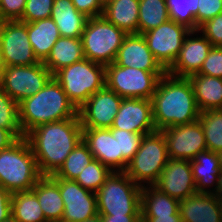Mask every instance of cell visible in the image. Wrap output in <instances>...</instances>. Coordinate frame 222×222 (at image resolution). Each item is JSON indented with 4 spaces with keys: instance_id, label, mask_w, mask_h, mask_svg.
<instances>
[{
    "instance_id": "cell-1",
    "label": "cell",
    "mask_w": 222,
    "mask_h": 222,
    "mask_svg": "<svg viewBox=\"0 0 222 222\" xmlns=\"http://www.w3.org/2000/svg\"><path fill=\"white\" fill-rule=\"evenodd\" d=\"M25 138L31 146L40 174L53 175L83 140V128L77 116L39 125Z\"/></svg>"
},
{
    "instance_id": "cell-2",
    "label": "cell",
    "mask_w": 222,
    "mask_h": 222,
    "mask_svg": "<svg viewBox=\"0 0 222 222\" xmlns=\"http://www.w3.org/2000/svg\"><path fill=\"white\" fill-rule=\"evenodd\" d=\"M151 102L156 130L195 122L200 115L192 83L186 77L163 75Z\"/></svg>"
},
{
    "instance_id": "cell-3",
    "label": "cell",
    "mask_w": 222,
    "mask_h": 222,
    "mask_svg": "<svg viewBox=\"0 0 222 222\" xmlns=\"http://www.w3.org/2000/svg\"><path fill=\"white\" fill-rule=\"evenodd\" d=\"M77 116L78 109L54 77L38 93L19 103V122L23 136L39 125Z\"/></svg>"
},
{
    "instance_id": "cell-4",
    "label": "cell",
    "mask_w": 222,
    "mask_h": 222,
    "mask_svg": "<svg viewBox=\"0 0 222 222\" xmlns=\"http://www.w3.org/2000/svg\"><path fill=\"white\" fill-rule=\"evenodd\" d=\"M41 176L25 136L0 150V186L11 194L32 190Z\"/></svg>"
},
{
    "instance_id": "cell-5",
    "label": "cell",
    "mask_w": 222,
    "mask_h": 222,
    "mask_svg": "<svg viewBox=\"0 0 222 222\" xmlns=\"http://www.w3.org/2000/svg\"><path fill=\"white\" fill-rule=\"evenodd\" d=\"M141 189L124 171H113L96 192L99 215H141Z\"/></svg>"
},
{
    "instance_id": "cell-6",
    "label": "cell",
    "mask_w": 222,
    "mask_h": 222,
    "mask_svg": "<svg viewBox=\"0 0 222 222\" xmlns=\"http://www.w3.org/2000/svg\"><path fill=\"white\" fill-rule=\"evenodd\" d=\"M53 77L79 109L93 94L105 87V65L84 58L59 69Z\"/></svg>"
},
{
    "instance_id": "cell-7",
    "label": "cell",
    "mask_w": 222,
    "mask_h": 222,
    "mask_svg": "<svg viewBox=\"0 0 222 222\" xmlns=\"http://www.w3.org/2000/svg\"><path fill=\"white\" fill-rule=\"evenodd\" d=\"M169 160L167 145L161 130L144 135L140 148L128 162L124 172L140 186L153 185ZM139 181V182H138Z\"/></svg>"
},
{
    "instance_id": "cell-8",
    "label": "cell",
    "mask_w": 222,
    "mask_h": 222,
    "mask_svg": "<svg viewBox=\"0 0 222 222\" xmlns=\"http://www.w3.org/2000/svg\"><path fill=\"white\" fill-rule=\"evenodd\" d=\"M126 35L103 16L89 18L81 35L85 58L105 66L113 63Z\"/></svg>"
},
{
    "instance_id": "cell-9",
    "label": "cell",
    "mask_w": 222,
    "mask_h": 222,
    "mask_svg": "<svg viewBox=\"0 0 222 222\" xmlns=\"http://www.w3.org/2000/svg\"><path fill=\"white\" fill-rule=\"evenodd\" d=\"M166 73L123 67L113 62L105 66V86L122 98L151 100L160 78Z\"/></svg>"
},
{
    "instance_id": "cell-10",
    "label": "cell",
    "mask_w": 222,
    "mask_h": 222,
    "mask_svg": "<svg viewBox=\"0 0 222 222\" xmlns=\"http://www.w3.org/2000/svg\"><path fill=\"white\" fill-rule=\"evenodd\" d=\"M53 77L43 62L5 68L0 87L18 104L38 93Z\"/></svg>"
},
{
    "instance_id": "cell-11",
    "label": "cell",
    "mask_w": 222,
    "mask_h": 222,
    "mask_svg": "<svg viewBox=\"0 0 222 222\" xmlns=\"http://www.w3.org/2000/svg\"><path fill=\"white\" fill-rule=\"evenodd\" d=\"M195 32H199V30L191 31L187 27L169 19L159 27L153 28L142 35L148 44L149 50L167 71L178 57L185 36H190Z\"/></svg>"
},
{
    "instance_id": "cell-12",
    "label": "cell",
    "mask_w": 222,
    "mask_h": 222,
    "mask_svg": "<svg viewBox=\"0 0 222 222\" xmlns=\"http://www.w3.org/2000/svg\"><path fill=\"white\" fill-rule=\"evenodd\" d=\"M0 48L6 67L40 62L29 41L27 23L18 20L0 21Z\"/></svg>"
},
{
    "instance_id": "cell-13",
    "label": "cell",
    "mask_w": 222,
    "mask_h": 222,
    "mask_svg": "<svg viewBox=\"0 0 222 222\" xmlns=\"http://www.w3.org/2000/svg\"><path fill=\"white\" fill-rule=\"evenodd\" d=\"M171 159L193 160L207 150L204 130L199 120L161 130Z\"/></svg>"
},
{
    "instance_id": "cell-14",
    "label": "cell",
    "mask_w": 222,
    "mask_h": 222,
    "mask_svg": "<svg viewBox=\"0 0 222 222\" xmlns=\"http://www.w3.org/2000/svg\"><path fill=\"white\" fill-rule=\"evenodd\" d=\"M122 100L106 86L97 91L78 109L82 128H111Z\"/></svg>"
},
{
    "instance_id": "cell-15",
    "label": "cell",
    "mask_w": 222,
    "mask_h": 222,
    "mask_svg": "<svg viewBox=\"0 0 222 222\" xmlns=\"http://www.w3.org/2000/svg\"><path fill=\"white\" fill-rule=\"evenodd\" d=\"M64 203L61 222H84L98 215L96 193L86 190L75 180L58 178Z\"/></svg>"
},
{
    "instance_id": "cell-16",
    "label": "cell",
    "mask_w": 222,
    "mask_h": 222,
    "mask_svg": "<svg viewBox=\"0 0 222 222\" xmlns=\"http://www.w3.org/2000/svg\"><path fill=\"white\" fill-rule=\"evenodd\" d=\"M83 141L93 157L112 171L126 169L128 162L119 153L117 128H83Z\"/></svg>"
},
{
    "instance_id": "cell-17",
    "label": "cell",
    "mask_w": 222,
    "mask_h": 222,
    "mask_svg": "<svg viewBox=\"0 0 222 222\" xmlns=\"http://www.w3.org/2000/svg\"><path fill=\"white\" fill-rule=\"evenodd\" d=\"M153 186L179 201L195 195L196 183L190 161L169 158Z\"/></svg>"
},
{
    "instance_id": "cell-18",
    "label": "cell",
    "mask_w": 222,
    "mask_h": 222,
    "mask_svg": "<svg viewBox=\"0 0 222 222\" xmlns=\"http://www.w3.org/2000/svg\"><path fill=\"white\" fill-rule=\"evenodd\" d=\"M111 128L145 135L156 131L151 100L123 98Z\"/></svg>"
},
{
    "instance_id": "cell-19",
    "label": "cell",
    "mask_w": 222,
    "mask_h": 222,
    "mask_svg": "<svg viewBox=\"0 0 222 222\" xmlns=\"http://www.w3.org/2000/svg\"><path fill=\"white\" fill-rule=\"evenodd\" d=\"M114 63L149 72H167L148 48L142 34H127L119 48Z\"/></svg>"
},
{
    "instance_id": "cell-20",
    "label": "cell",
    "mask_w": 222,
    "mask_h": 222,
    "mask_svg": "<svg viewBox=\"0 0 222 222\" xmlns=\"http://www.w3.org/2000/svg\"><path fill=\"white\" fill-rule=\"evenodd\" d=\"M185 37L183 46L167 73L174 77H186L198 73L213 47L210 41L202 37Z\"/></svg>"
},
{
    "instance_id": "cell-21",
    "label": "cell",
    "mask_w": 222,
    "mask_h": 222,
    "mask_svg": "<svg viewBox=\"0 0 222 222\" xmlns=\"http://www.w3.org/2000/svg\"><path fill=\"white\" fill-rule=\"evenodd\" d=\"M183 222H222V203L212 193H196L179 201Z\"/></svg>"
},
{
    "instance_id": "cell-22",
    "label": "cell",
    "mask_w": 222,
    "mask_h": 222,
    "mask_svg": "<svg viewBox=\"0 0 222 222\" xmlns=\"http://www.w3.org/2000/svg\"><path fill=\"white\" fill-rule=\"evenodd\" d=\"M38 199L47 222H61L64 203L58 186V178L42 175L31 190Z\"/></svg>"
},
{
    "instance_id": "cell-23",
    "label": "cell",
    "mask_w": 222,
    "mask_h": 222,
    "mask_svg": "<svg viewBox=\"0 0 222 222\" xmlns=\"http://www.w3.org/2000/svg\"><path fill=\"white\" fill-rule=\"evenodd\" d=\"M51 18L61 37L81 38L88 17L79 12L72 0H54Z\"/></svg>"
},
{
    "instance_id": "cell-24",
    "label": "cell",
    "mask_w": 222,
    "mask_h": 222,
    "mask_svg": "<svg viewBox=\"0 0 222 222\" xmlns=\"http://www.w3.org/2000/svg\"><path fill=\"white\" fill-rule=\"evenodd\" d=\"M188 78L192 83L200 112L222 109V78L197 73Z\"/></svg>"
},
{
    "instance_id": "cell-25",
    "label": "cell",
    "mask_w": 222,
    "mask_h": 222,
    "mask_svg": "<svg viewBox=\"0 0 222 222\" xmlns=\"http://www.w3.org/2000/svg\"><path fill=\"white\" fill-rule=\"evenodd\" d=\"M27 32L34 55L43 62L60 37L58 27L50 17L27 23Z\"/></svg>"
},
{
    "instance_id": "cell-26",
    "label": "cell",
    "mask_w": 222,
    "mask_h": 222,
    "mask_svg": "<svg viewBox=\"0 0 222 222\" xmlns=\"http://www.w3.org/2000/svg\"><path fill=\"white\" fill-rule=\"evenodd\" d=\"M84 58L85 55L81 38L60 36L43 63L47 69L54 74L59 69L79 62Z\"/></svg>"
},
{
    "instance_id": "cell-27",
    "label": "cell",
    "mask_w": 222,
    "mask_h": 222,
    "mask_svg": "<svg viewBox=\"0 0 222 222\" xmlns=\"http://www.w3.org/2000/svg\"><path fill=\"white\" fill-rule=\"evenodd\" d=\"M102 16L126 34H137L139 0H114L103 8Z\"/></svg>"
},
{
    "instance_id": "cell-28",
    "label": "cell",
    "mask_w": 222,
    "mask_h": 222,
    "mask_svg": "<svg viewBox=\"0 0 222 222\" xmlns=\"http://www.w3.org/2000/svg\"><path fill=\"white\" fill-rule=\"evenodd\" d=\"M190 164L196 183V192L211 193V190L206 188L213 186L214 181L218 182V176L221 174L217 152L209 150L201 152L190 161Z\"/></svg>"
},
{
    "instance_id": "cell-29",
    "label": "cell",
    "mask_w": 222,
    "mask_h": 222,
    "mask_svg": "<svg viewBox=\"0 0 222 222\" xmlns=\"http://www.w3.org/2000/svg\"><path fill=\"white\" fill-rule=\"evenodd\" d=\"M146 186L141 189V216H169L178 212L179 200L161 192L153 185H149V188Z\"/></svg>"
},
{
    "instance_id": "cell-30",
    "label": "cell",
    "mask_w": 222,
    "mask_h": 222,
    "mask_svg": "<svg viewBox=\"0 0 222 222\" xmlns=\"http://www.w3.org/2000/svg\"><path fill=\"white\" fill-rule=\"evenodd\" d=\"M11 215L18 222H47L37 196L31 190L11 195Z\"/></svg>"
},
{
    "instance_id": "cell-31",
    "label": "cell",
    "mask_w": 222,
    "mask_h": 222,
    "mask_svg": "<svg viewBox=\"0 0 222 222\" xmlns=\"http://www.w3.org/2000/svg\"><path fill=\"white\" fill-rule=\"evenodd\" d=\"M168 20L165 0H139L138 34L157 28Z\"/></svg>"
},
{
    "instance_id": "cell-32",
    "label": "cell",
    "mask_w": 222,
    "mask_h": 222,
    "mask_svg": "<svg viewBox=\"0 0 222 222\" xmlns=\"http://www.w3.org/2000/svg\"><path fill=\"white\" fill-rule=\"evenodd\" d=\"M94 159L88 145L82 140L70 152L61 167L52 175L55 178L75 180Z\"/></svg>"
},
{
    "instance_id": "cell-33",
    "label": "cell",
    "mask_w": 222,
    "mask_h": 222,
    "mask_svg": "<svg viewBox=\"0 0 222 222\" xmlns=\"http://www.w3.org/2000/svg\"><path fill=\"white\" fill-rule=\"evenodd\" d=\"M203 127L207 150L219 152L222 150V109H212L200 112L198 118Z\"/></svg>"
},
{
    "instance_id": "cell-34",
    "label": "cell",
    "mask_w": 222,
    "mask_h": 222,
    "mask_svg": "<svg viewBox=\"0 0 222 222\" xmlns=\"http://www.w3.org/2000/svg\"><path fill=\"white\" fill-rule=\"evenodd\" d=\"M169 19L181 24L191 31L199 30L197 26L198 0H165Z\"/></svg>"
},
{
    "instance_id": "cell-35",
    "label": "cell",
    "mask_w": 222,
    "mask_h": 222,
    "mask_svg": "<svg viewBox=\"0 0 222 222\" xmlns=\"http://www.w3.org/2000/svg\"><path fill=\"white\" fill-rule=\"evenodd\" d=\"M0 127L9 130L16 138L23 132L19 122V104L0 87Z\"/></svg>"
},
{
    "instance_id": "cell-36",
    "label": "cell",
    "mask_w": 222,
    "mask_h": 222,
    "mask_svg": "<svg viewBox=\"0 0 222 222\" xmlns=\"http://www.w3.org/2000/svg\"><path fill=\"white\" fill-rule=\"evenodd\" d=\"M113 171L99 160L93 159L76 177L83 188L96 193Z\"/></svg>"
},
{
    "instance_id": "cell-37",
    "label": "cell",
    "mask_w": 222,
    "mask_h": 222,
    "mask_svg": "<svg viewBox=\"0 0 222 222\" xmlns=\"http://www.w3.org/2000/svg\"><path fill=\"white\" fill-rule=\"evenodd\" d=\"M54 0H26L25 10L18 20L23 23H31L36 20L50 18Z\"/></svg>"
},
{
    "instance_id": "cell-38",
    "label": "cell",
    "mask_w": 222,
    "mask_h": 222,
    "mask_svg": "<svg viewBox=\"0 0 222 222\" xmlns=\"http://www.w3.org/2000/svg\"><path fill=\"white\" fill-rule=\"evenodd\" d=\"M145 134L131 133L126 130L117 129L119 153L129 162L140 148Z\"/></svg>"
},
{
    "instance_id": "cell-39",
    "label": "cell",
    "mask_w": 222,
    "mask_h": 222,
    "mask_svg": "<svg viewBox=\"0 0 222 222\" xmlns=\"http://www.w3.org/2000/svg\"><path fill=\"white\" fill-rule=\"evenodd\" d=\"M197 74L222 78V47L213 46Z\"/></svg>"
},
{
    "instance_id": "cell-40",
    "label": "cell",
    "mask_w": 222,
    "mask_h": 222,
    "mask_svg": "<svg viewBox=\"0 0 222 222\" xmlns=\"http://www.w3.org/2000/svg\"><path fill=\"white\" fill-rule=\"evenodd\" d=\"M199 31L210 41L212 46L222 47V12L202 24Z\"/></svg>"
},
{
    "instance_id": "cell-41",
    "label": "cell",
    "mask_w": 222,
    "mask_h": 222,
    "mask_svg": "<svg viewBox=\"0 0 222 222\" xmlns=\"http://www.w3.org/2000/svg\"><path fill=\"white\" fill-rule=\"evenodd\" d=\"M25 6L26 0H0V21L19 20Z\"/></svg>"
},
{
    "instance_id": "cell-42",
    "label": "cell",
    "mask_w": 222,
    "mask_h": 222,
    "mask_svg": "<svg viewBox=\"0 0 222 222\" xmlns=\"http://www.w3.org/2000/svg\"><path fill=\"white\" fill-rule=\"evenodd\" d=\"M222 12V0H198L197 26Z\"/></svg>"
},
{
    "instance_id": "cell-43",
    "label": "cell",
    "mask_w": 222,
    "mask_h": 222,
    "mask_svg": "<svg viewBox=\"0 0 222 222\" xmlns=\"http://www.w3.org/2000/svg\"><path fill=\"white\" fill-rule=\"evenodd\" d=\"M76 9L88 18L99 17L103 14V6L100 0H72Z\"/></svg>"
},
{
    "instance_id": "cell-44",
    "label": "cell",
    "mask_w": 222,
    "mask_h": 222,
    "mask_svg": "<svg viewBox=\"0 0 222 222\" xmlns=\"http://www.w3.org/2000/svg\"><path fill=\"white\" fill-rule=\"evenodd\" d=\"M11 193L0 186V222L11 215Z\"/></svg>"
},
{
    "instance_id": "cell-45",
    "label": "cell",
    "mask_w": 222,
    "mask_h": 222,
    "mask_svg": "<svg viewBox=\"0 0 222 222\" xmlns=\"http://www.w3.org/2000/svg\"><path fill=\"white\" fill-rule=\"evenodd\" d=\"M103 222H141V215H100Z\"/></svg>"
},
{
    "instance_id": "cell-46",
    "label": "cell",
    "mask_w": 222,
    "mask_h": 222,
    "mask_svg": "<svg viewBox=\"0 0 222 222\" xmlns=\"http://www.w3.org/2000/svg\"><path fill=\"white\" fill-rule=\"evenodd\" d=\"M141 222H183L179 211L169 216H141Z\"/></svg>"
},
{
    "instance_id": "cell-47",
    "label": "cell",
    "mask_w": 222,
    "mask_h": 222,
    "mask_svg": "<svg viewBox=\"0 0 222 222\" xmlns=\"http://www.w3.org/2000/svg\"><path fill=\"white\" fill-rule=\"evenodd\" d=\"M17 138L7 129L0 127V150L7 148Z\"/></svg>"
},
{
    "instance_id": "cell-48",
    "label": "cell",
    "mask_w": 222,
    "mask_h": 222,
    "mask_svg": "<svg viewBox=\"0 0 222 222\" xmlns=\"http://www.w3.org/2000/svg\"><path fill=\"white\" fill-rule=\"evenodd\" d=\"M215 184V190H212L211 193L222 203V173L218 176V182Z\"/></svg>"
},
{
    "instance_id": "cell-49",
    "label": "cell",
    "mask_w": 222,
    "mask_h": 222,
    "mask_svg": "<svg viewBox=\"0 0 222 222\" xmlns=\"http://www.w3.org/2000/svg\"><path fill=\"white\" fill-rule=\"evenodd\" d=\"M5 63H4V60H3V56L1 54V48H0V82H1V79H2V76H3V73L5 71Z\"/></svg>"
},
{
    "instance_id": "cell-50",
    "label": "cell",
    "mask_w": 222,
    "mask_h": 222,
    "mask_svg": "<svg viewBox=\"0 0 222 222\" xmlns=\"http://www.w3.org/2000/svg\"><path fill=\"white\" fill-rule=\"evenodd\" d=\"M84 222H103V220H102L101 216L98 214L92 218H89L88 220H85Z\"/></svg>"
},
{
    "instance_id": "cell-51",
    "label": "cell",
    "mask_w": 222,
    "mask_h": 222,
    "mask_svg": "<svg viewBox=\"0 0 222 222\" xmlns=\"http://www.w3.org/2000/svg\"><path fill=\"white\" fill-rule=\"evenodd\" d=\"M217 156H218V160H219V164H220V170L222 173V150L217 152Z\"/></svg>"
},
{
    "instance_id": "cell-52",
    "label": "cell",
    "mask_w": 222,
    "mask_h": 222,
    "mask_svg": "<svg viewBox=\"0 0 222 222\" xmlns=\"http://www.w3.org/2000/svg\"><path fill=\"white\" fill-rule=\"evenodd\" d=\"M1 222H18L12 215Z\"/></svg>"
},
{
    "instance_id": "cell-53",
    "label": "cell",
    "mask_w": 222,
    "mask_h": 222,
    "mask_svg": "<svg viewBox=\"0 0 222 222\" xmlns=\"http://www.w3.org/2000/svg\"><path fill=\"white\" fill-rule=\"evenodd\" d=\"M112 1H114V0H100L103 7H105L106 5H108Z\"/></svg>"
}]
</instances>
